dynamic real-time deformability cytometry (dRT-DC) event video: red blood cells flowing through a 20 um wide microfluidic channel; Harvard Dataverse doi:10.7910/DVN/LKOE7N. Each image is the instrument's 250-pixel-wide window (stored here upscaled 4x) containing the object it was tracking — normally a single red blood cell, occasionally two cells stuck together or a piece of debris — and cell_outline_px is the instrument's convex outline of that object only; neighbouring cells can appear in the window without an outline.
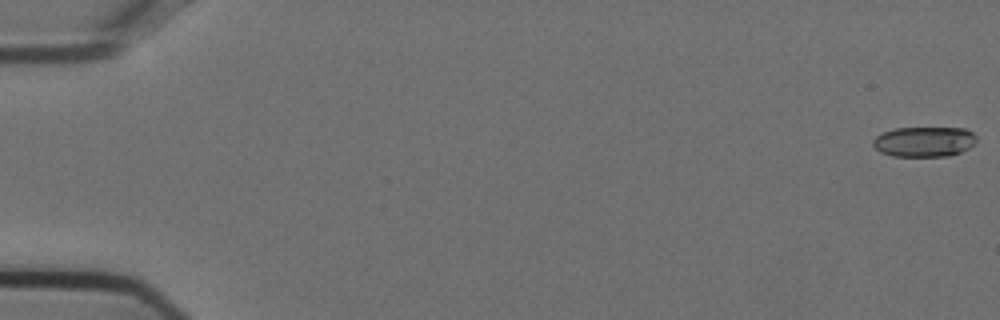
{"species": "Egyptian fruit bat (a non-hibernating species)", "species_latin": "Rousettus aegyptiacus", "temperature_condition": "cold", "stored_images_in_passage": 54, "camera_frame_rate_fps": 3000, "um_per_image_px": 0.085, "animal": {"sex": "female"}, "frame": {"image": 1, "passage_image": 1, "time_ms": 0.0, "image_size_px": [1000, 320], "cell_outline_px": [[976, 144], [960, 152], [948, 156], [892, 156], [880, 152], [872, 144], [872, 140], [876, 136], [884, 132], [896, 128], [964, 128], [972, 132], [976, 136]], "centroid_in_image_um": [78.56, 12.04], "position_along_channel_um": 6.4, "area_um2": 18.21}}
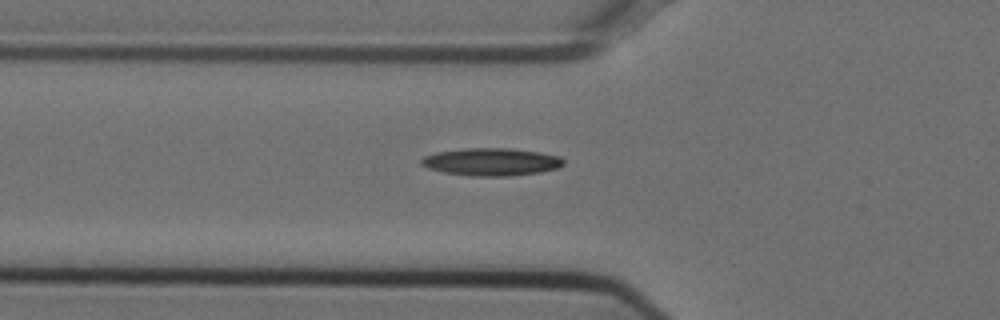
{"frame": {"image": 2, "passage_image": 20, "time_ms": 6.333, "image_size_px": [1000, 320], "cell_outline_px": [[564, 164], [560, 168], [540, 172], [512, 176], [472, 176], [444, 172], [428, 168], [420, 164], [420, 160], [424, 156], [436, 152], [468, 148], [508, 148], [540, 152], [560, 156], [564, 160]], "centroid_in_image_um": [41.79, 13.76], "position_along_channel_um": 84.0, "area_um2": 23.0}}
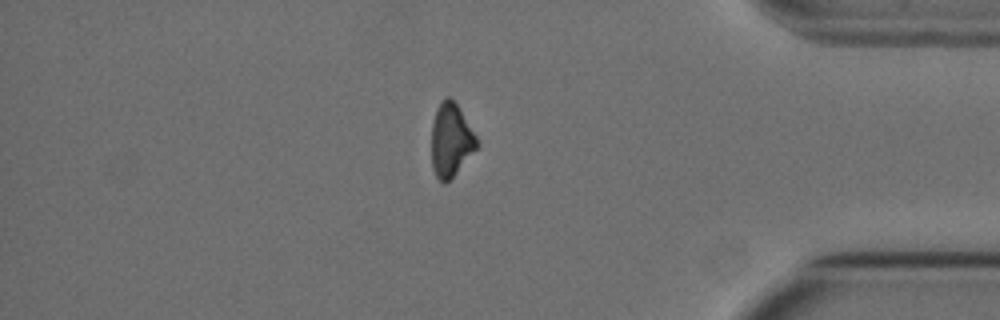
{"frame": {"image": 3, "passage_image": 47, "time_ms": 15.333, "image_size_px": [1000, 320], "cell_outline_px": [[480, 144], [456, 172], [444, 184], [436, 176], [432, 168], [432, 124], [436, 112], [440, 104], [448, 96], [456, 104], [476, 136]], "centroid_in_image_um": [38.32, 11.94], "position_along_channel_um": 396.9, "area_um2": 18.73}}